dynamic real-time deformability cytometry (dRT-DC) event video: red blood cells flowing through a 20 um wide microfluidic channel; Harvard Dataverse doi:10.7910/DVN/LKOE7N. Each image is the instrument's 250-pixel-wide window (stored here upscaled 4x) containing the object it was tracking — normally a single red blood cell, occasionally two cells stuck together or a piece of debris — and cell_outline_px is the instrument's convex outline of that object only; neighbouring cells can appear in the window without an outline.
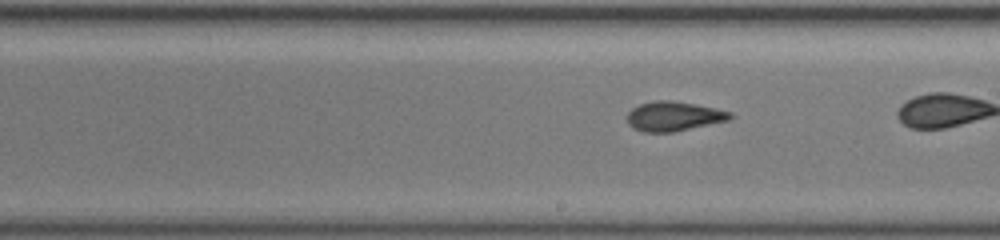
{"species": "common noctule bat (a hibernating species)", "species_latin": "Nyctalus noctula", "temperature_condition": "warm", "stored_images_in_passage": 52, "camera_frame_rate_fps": 3000, "um_per_image_px": 0.085, "animal": {"sex": "female", "body_mass_g": 19.5, "forearm_length_mm": 54.1}, "frame": {"image": 1, "passage_image": 44, "time_ms": 14.333, "image_size_px": [1000, 240], "cell_outline_px": [[736, 116], [728, 120], [676, 132], [644, 132], [632, 128], [628, 124], [628, 112], [632, 108], [640, 104], [656, 100], [672, 100], [716, 108], [732, 112]], "centroid_in_image_um": [57.29, 9.88], "position_along_channel_um": 231.7, "area_um2": 17.86}}